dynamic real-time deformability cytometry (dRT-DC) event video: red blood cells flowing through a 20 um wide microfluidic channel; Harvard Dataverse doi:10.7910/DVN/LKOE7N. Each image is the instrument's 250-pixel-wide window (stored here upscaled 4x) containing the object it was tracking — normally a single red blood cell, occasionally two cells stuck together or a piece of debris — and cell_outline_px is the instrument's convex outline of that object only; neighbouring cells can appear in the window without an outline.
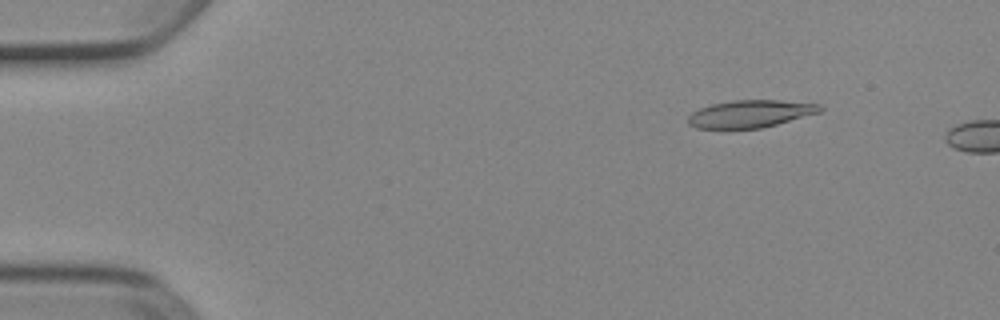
{"species": "Egyptian fruit bat (a non-hibernating species)", "species_latin": "Rousettus aegyptiacus", "temperature_condition": "cold", "stored_images_in_passage": 10, "camera_frame_rate_fps": 3000, "um_per_image_px": 0.085, "animal": {"sex": "female"}, "frame": {"image": 1, "passage_image": 7, "time_ms": 2.0, "image_size_px": [1000, 320], "cell_outline_px": [[824, 108], [820, 112], [776, 124], [760, 128], [696, 128], [688, 124], [688, 116], [692, 112], [700, 108], [712, 104], [732, 100], [780, 100], [820, 104]], "centroid_in_image_um": [63.77, 9.66], "position_along_channel_um": 21.2, "area_um2": 20.92}}